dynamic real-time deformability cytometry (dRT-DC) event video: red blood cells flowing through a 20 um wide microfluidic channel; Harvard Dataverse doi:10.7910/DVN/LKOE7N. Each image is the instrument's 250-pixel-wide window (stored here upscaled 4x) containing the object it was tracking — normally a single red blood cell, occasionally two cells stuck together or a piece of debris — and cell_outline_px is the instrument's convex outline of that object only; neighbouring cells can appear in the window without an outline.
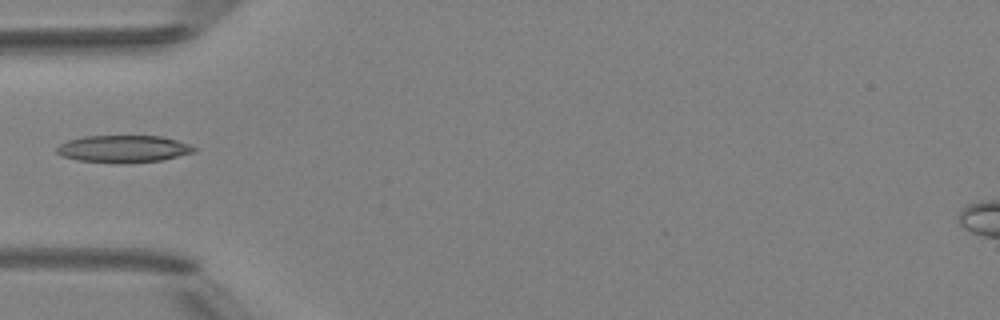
{"species": "Egyptian fruit bat (a non-hibernating species)", "species_latin": "Rousettus aegyptiacus", "temperature_condition": "room temperature", "stored_images_in_passage": 2, "camera_frame_rate_fps": 3000, "um_per_image_px": 0.085, "animal": {"sex": "female"}, "frame": {"image": 1, "passage_image": 2, "time_ms": 2.0, "image_size_px": [1000, 320], "cell_outline_px": [[196, 152], [160, 160], [120, 164], [80, 160], [60, 156], [56, 152], [56, 148], [60, 144], [68, 140], [84, 136], [160, 136], [176, 140], [188, 144], [196, 148]], "centroid_in_image_um": [10.46, 12.66], "position_along_channel_um": 74.5, "area_um2": 21.73}}